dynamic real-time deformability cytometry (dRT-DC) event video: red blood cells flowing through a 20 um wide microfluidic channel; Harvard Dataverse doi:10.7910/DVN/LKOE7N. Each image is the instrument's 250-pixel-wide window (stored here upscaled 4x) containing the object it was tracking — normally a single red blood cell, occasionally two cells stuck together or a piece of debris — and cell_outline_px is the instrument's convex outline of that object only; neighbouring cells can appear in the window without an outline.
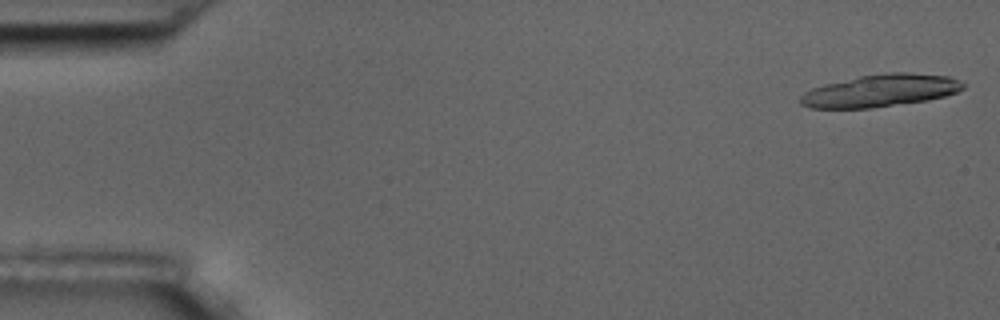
{"species": "common noctule bat (a hibernating species)", "species_latin": "Nyctalus noctula", "temperature_condition": "room temperature", "stored_images_in_passage": 6, "camera_frame_rate_fps": 3000, "um_per_image_px": 0.085, "animal": {"sex": "male", "body_mass_g": 17.5, "forearm_length_mm": 52.3}, "frame": {"image": 1, "passage_image": 1, "time_ms": 0.0, "image_size_px": [1000, 320], "cell_outline_px": [[964, 88], [956, 92], [944, 96], [928, 100], [872, 108], [812, 108], [800, 104], [800, 96], [804, 92], [812, 88], [824, 84], [860, 76], [888, 72], [908, 72], [948, 76], [964, 84]], "centroid_in_image_um": [74.81, 7.7], "position_along_channel_um": 10.2, "area_um2": 30.58}}